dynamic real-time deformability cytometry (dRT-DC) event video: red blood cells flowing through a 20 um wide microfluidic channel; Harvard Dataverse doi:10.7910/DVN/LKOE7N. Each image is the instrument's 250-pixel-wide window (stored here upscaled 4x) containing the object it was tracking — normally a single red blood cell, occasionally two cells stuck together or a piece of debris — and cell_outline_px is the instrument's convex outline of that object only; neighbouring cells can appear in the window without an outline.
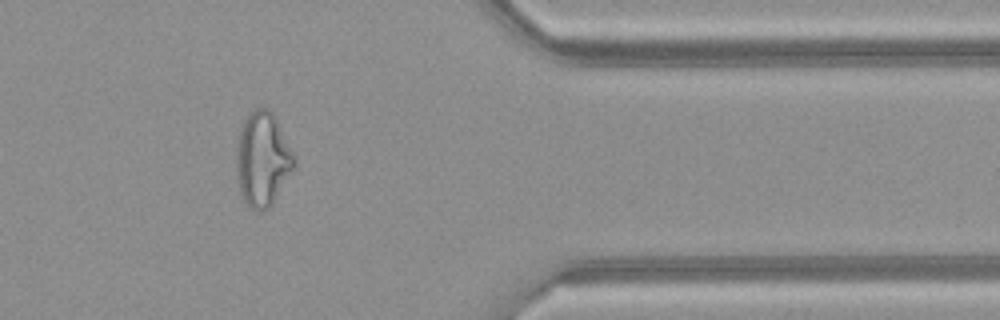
{"species": "common noctule bat (a hibernating species)", "species_latin": "Nyctalus noctula", "temperature_condition": "warm", "stored_images_in_passage": 43, "camera_frame_rate_fps": 3000, "um_per_image_px": 0.085, "animal": {"sex": "female", "body_mass_g": 21.9}, "frame": {"image": 1, "passage_image": 37, "time_ms": 12.0, "image_size_px": [1000, 320], "cell_outline_px": [[296, 168], [272, 204], [268, 208], [260, 212], [256, 212], [248, 208], [240, 192], [236, 176], [236, 136], [248, 112], [256, 108], [268, 108], [276, 116], [296, 156]], "centroid_in_image_um": [22.33, 13.53], "position_along_channel_um": 389.1, "area_um2": 32.89}}